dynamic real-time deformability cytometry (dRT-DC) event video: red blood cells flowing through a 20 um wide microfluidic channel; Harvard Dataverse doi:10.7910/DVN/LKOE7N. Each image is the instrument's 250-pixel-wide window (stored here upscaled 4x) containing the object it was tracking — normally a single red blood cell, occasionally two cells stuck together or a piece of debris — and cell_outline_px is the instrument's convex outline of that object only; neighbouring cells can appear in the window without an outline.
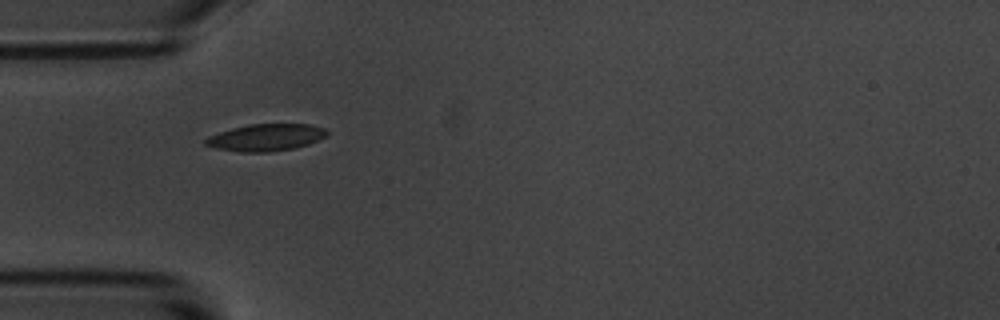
{"species": "common noctule bat (a hibernating species)", "species_latin": "Nyctalus noctula", "temperature_condition": "room temperature", "stored_images_in_passage": 2, "camera_frame_rate_fps": 3000, "um_per_image_px": 0.085, "animal": {"sex": "male", "body_mass_g": 20.1, "forearm_length_mm": 53.5}, "frame": {"image": 1, "passage_image": 1, "time_ms": 0.0, "image_size_px": [1000, 320], "cell_outline_px": [[328, 132], [324, 136], [308, 144], [292, 148], [268, 152], [240, 152], [212, 148], [204, 144], [204, 140], [208, 136], [232, 128], [248, 124], [308, 124], [324, 128]], "centroid_in_image_um": [22.52, 11.68], "position_along_channel_um": 62.5, "area_um2": 18.96}}